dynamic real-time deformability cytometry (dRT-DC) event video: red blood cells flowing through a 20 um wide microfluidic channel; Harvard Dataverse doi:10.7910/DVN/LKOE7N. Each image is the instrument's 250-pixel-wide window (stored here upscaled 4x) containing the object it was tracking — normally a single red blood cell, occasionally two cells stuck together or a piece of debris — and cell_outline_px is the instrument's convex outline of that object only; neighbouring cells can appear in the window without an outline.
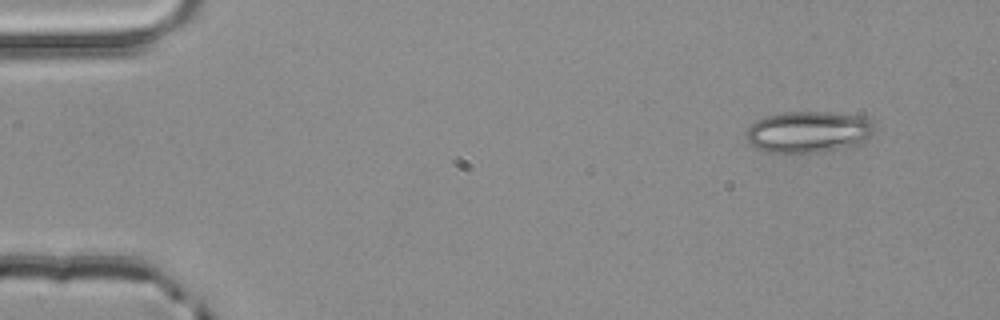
{"species": "common noctule bat (a hibernating species)", "species_latin": "Nyctalus noctula", "temperature_condition": "room temperature", "stored_images_in_passage": 3, "camera_frame_rate_fps": 3000, "um_per_image_px": 0.085, "animal": {"sex": "male", "body_mass_g": 20.4}, "frame": {"image": 1, "passage_image": 1, "time_ms": 0.0, "image_size_px": [1000, 320], "cell_outline_px": [[876, 128], [856, 148], [824, 152], [768, 152], [756, 148], [744, 136], [748, 128], [756, 120], [768, 116], [784, 112], [828, 112], [860, 116], [872, 120]], "centroid_in_image_um": [68.77, 11.23], "position_along_channel_um": 16.2, "area_um2": 31.27}}